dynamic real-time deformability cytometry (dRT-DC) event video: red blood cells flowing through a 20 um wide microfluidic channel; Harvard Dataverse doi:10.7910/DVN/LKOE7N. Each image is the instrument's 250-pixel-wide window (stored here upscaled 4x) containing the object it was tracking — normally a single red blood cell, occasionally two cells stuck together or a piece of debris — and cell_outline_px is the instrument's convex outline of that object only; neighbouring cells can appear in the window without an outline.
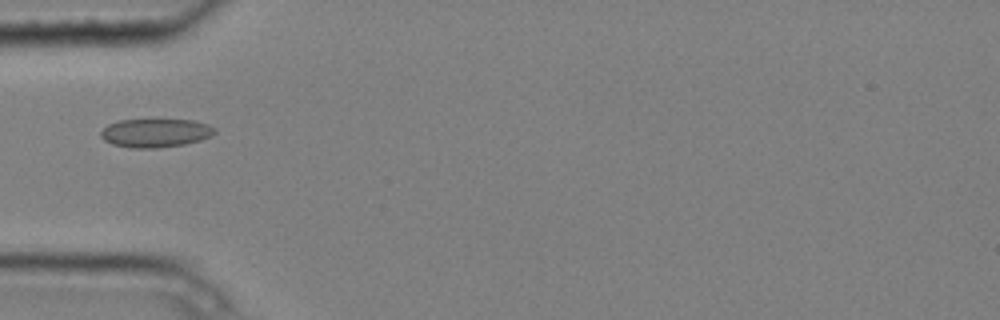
{"species": "common noctule bat (a hibernating species)", "species_latin": "Nyctalus noctula", "temperature_condition": "cold", "stored_images_in_passage": 9, "camera_frame_rate_fps": 3000, "um_per_image_px": 0.085, "animal": {"sex": "male", "body_mass_g": 20.4}, "frame": {"image": 1, "passage_image": 6, "time_ms": 1.667, "image_size_px": [1000, 320], "cell_outline_px": [[216, 132], [212, 136], [200, 140], [184, 144], [156, 148], [132, 148], [112, 144], [104, 140], [100, 136], [100, 132], [108, 124], [120, 120], [192, 120], [208, 124], [216, 128]], "centroid_in_image_um": [13.22, 11.3], "position_along_channel_um": 71.8, "area_um2": 18.96}}
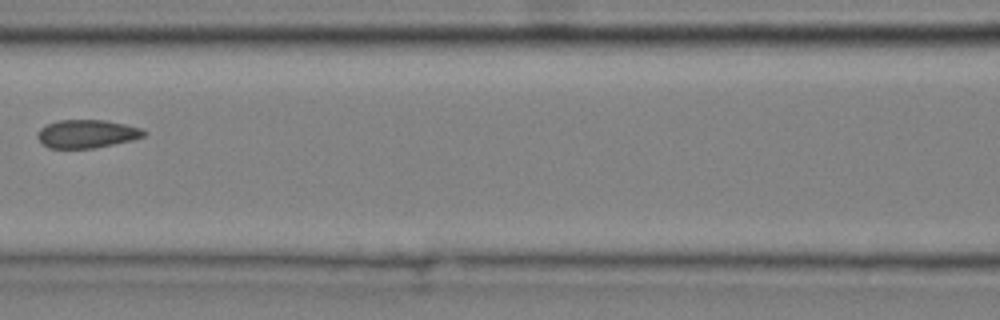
{"frame": {"image": 2, "passage_image": 8, "time_ms": 2.333, "image_size_px": [1000, 320], "cell_outline_px": [[148, 132], [144, 136], [132, 140], [96, 148], [48, 148], [36, 136], [36, 132], [40, 128], [48, 124], [60, 120], [104, 120], [144, 128]], "centroid_in_image_um": [7.41, 11.37], "position_along_channel_um": 159.2, "area_um2": 17.57}}
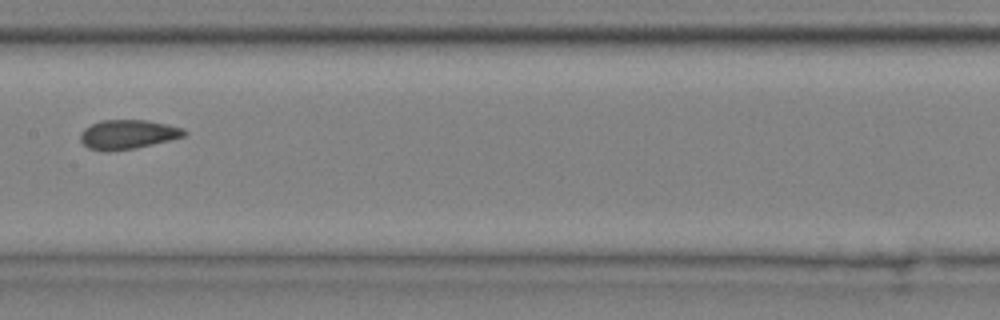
{"frame": {"image": 3, "passage_image": 9, "time_ms": 2.667, "image_size_px": [1000, 320], "cell_outline_px": [[188, 132], [184, 136], [136, 148], [108, 152], [104, 152], [88, 148], [80, 140], [80, 132], [84, 128], [100, 120], [148, 120], [168, 124], [184, 128]], "centroid_in_image_um": [10.84, 11.42], "position_along_channel_um": 196.6, "area_um2": 17.86}}